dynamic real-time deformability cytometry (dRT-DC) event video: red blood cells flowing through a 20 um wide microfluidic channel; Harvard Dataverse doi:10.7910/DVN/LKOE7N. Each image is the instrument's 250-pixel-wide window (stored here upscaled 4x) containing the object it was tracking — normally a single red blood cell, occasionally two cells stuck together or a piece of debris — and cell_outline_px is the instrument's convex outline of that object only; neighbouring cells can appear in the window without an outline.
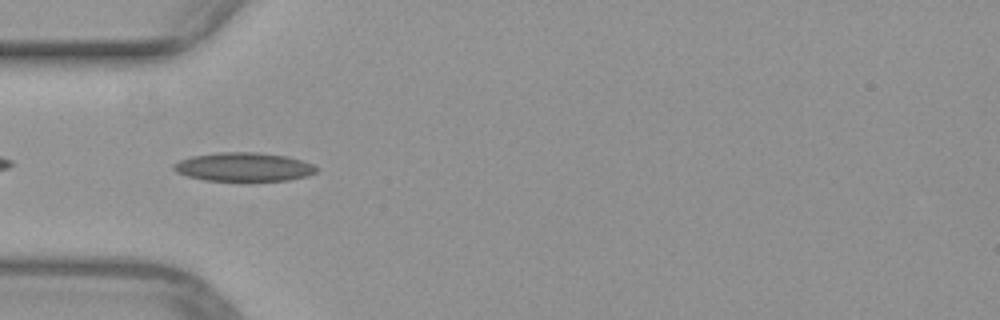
{"species": "common noctule bat (a hibernating species)", "species_latin": "Nyctalus noctula", "temperature_condition": "warm", "stored_images_in_passage": 50, "camera_frame_rate_fps": 3000, "um_per_image_px": 0.085, "animal": {"sex": "female", "body_mass_g": 29.2, "forearm_length_mm": 56.3}, "frame": {"image": 1, "passage_image": 15, "time_ms": 4.667, "image_size_px": [1000, 320], "cell_outline_px": [[320, 168], [316, 172], [308, 176], [288, 180], [244, 184], [204, 180], [188, 176], [176, 172], [172, 168], [172, 164], [180, 160], [192, 156], [216, 152], [256, 152], [288, 156], [312, 164]], "centroid_in_image_um": [20.72, 14.24], "position_along_channel_um": 64.3, "area_um2": 25.09}}
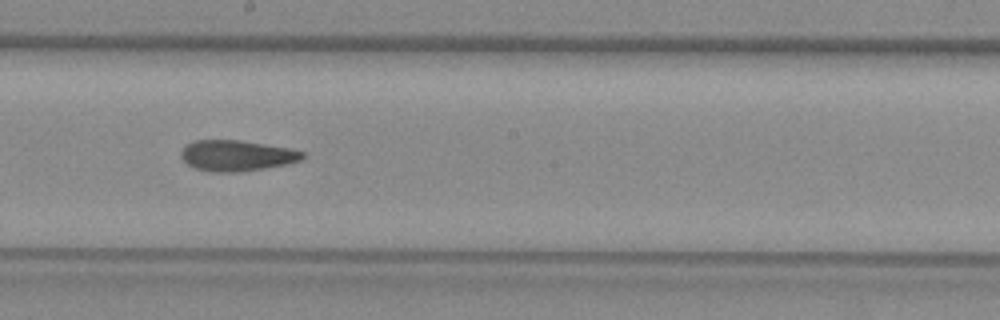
{"frame": {"image": 2, "passage_image": 27, "time_ms": 8.667, "image_size_px": [1000, 320], "cell_outline_px": [[304, 156], [300, 160], [284, 164], [264, 168], [240, 172], [212, 172], [196, 168], [188, 164], [180, 156], [180, 152], [188, 144], [196, 140], [240, 140], [292, 148], [304, 152]], "centroid_in_image_um": [20.12, 13.22], "position_along_channel_um": 228.1, "area_um2": 21.68}}
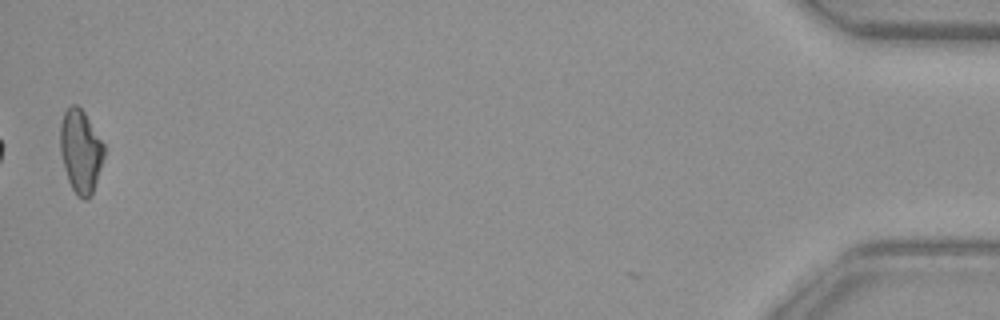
{"frame": {"image": 3, "passage_image": 49, "time_ms": 16.0, "image_size_px": [1000, 320], "cell_outline_px": [[104, 156], [92, 196], [88, 200], [84, 200], [76, 196], [68, 180], [64, 168], [60, 152], [60, 124], [64, 112], [72, 104], [76, 104], [84, 112], [104, 144]], "centroid_in_image_um": [6.85, 12.89], "position_along_channel_um": 428.4, "area_um2": 21.33}}